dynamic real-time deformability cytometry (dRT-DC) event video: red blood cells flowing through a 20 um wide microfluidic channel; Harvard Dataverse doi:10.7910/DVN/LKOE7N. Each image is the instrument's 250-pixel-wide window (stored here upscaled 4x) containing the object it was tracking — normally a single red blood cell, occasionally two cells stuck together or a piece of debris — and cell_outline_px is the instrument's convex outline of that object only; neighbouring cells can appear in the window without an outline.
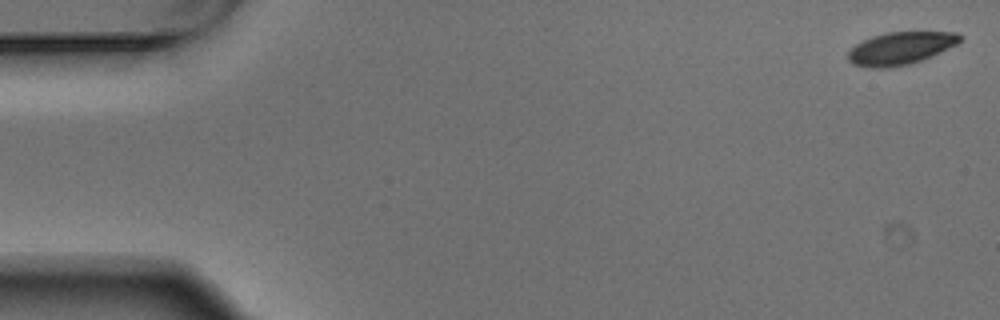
{"species": "Egyptian fruit bat (a non-hibernating species)", "species_latin": "Rousettus aegyptiacus", "temperature_condition": "warm", "stored_images_in_passage": 5, "camera_frame_rate_fps": 3000, "um_per_image_px": 0.085, "animal": {"sex": "male"}, "frame": {"image": 1, "passage_image": 1, "time_ms": 0.0, "image_size_px": [1000, 320], "cell_outline_px": [[964, 36], [956, 44], [920, 60], [908, 64], [888, 68], [868, 68], [852, 64], [848, 60], [848, 52], [856, 44], [872, 36], [888, 32], [956, 32]], "centroid_in_image_um": [76.5, 4.1], "position_along_channel_um": 8.5, "area_um2": 20.98}}